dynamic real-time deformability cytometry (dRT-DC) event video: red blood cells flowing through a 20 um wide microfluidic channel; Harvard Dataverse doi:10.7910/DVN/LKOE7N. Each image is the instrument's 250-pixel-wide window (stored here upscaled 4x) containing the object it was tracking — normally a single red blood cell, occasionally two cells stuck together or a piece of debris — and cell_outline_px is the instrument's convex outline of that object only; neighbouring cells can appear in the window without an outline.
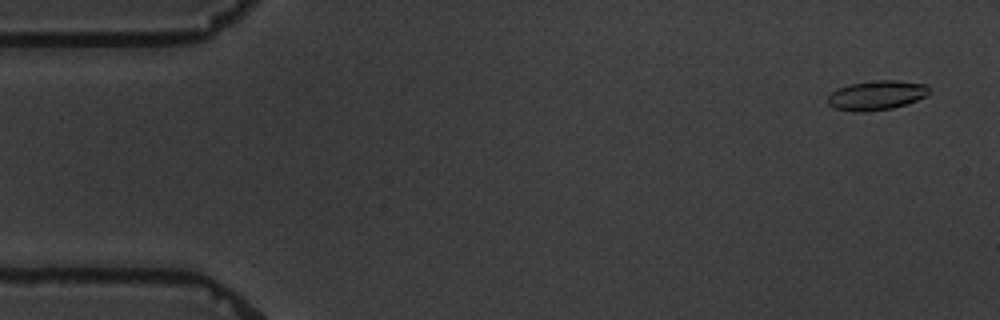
{"species": "common noctule bat (a hibernating species)", "species_latin": "Nyctalus noctula", "temperature_condition": "warm", "stored_images_in_passage": 5, "camera_frame_rate_fps": 3000, "um_per_image_px": 0.085, "animal": {"sex": "male", "body_mass_g": 19.5, "forearm_length_mm": 54.6}, "frame": {"image": 1, "passage_image": 1, "time_ms": 0.0, "image_size_px": [1000, 320], "cell_outline_px": [[928, 92], [924, 96], [916, 100], [892, 108], [864, 112], [860, 112], [836, 108], [828, 104], [828, 96], [836, 88], [848, 84], [880, 80], [896, 80], [928, 84]], "centroid_in_image_um": [74.48, 8.08], "position_along_channel_um": 10.5, "area_um2": 17.17}}
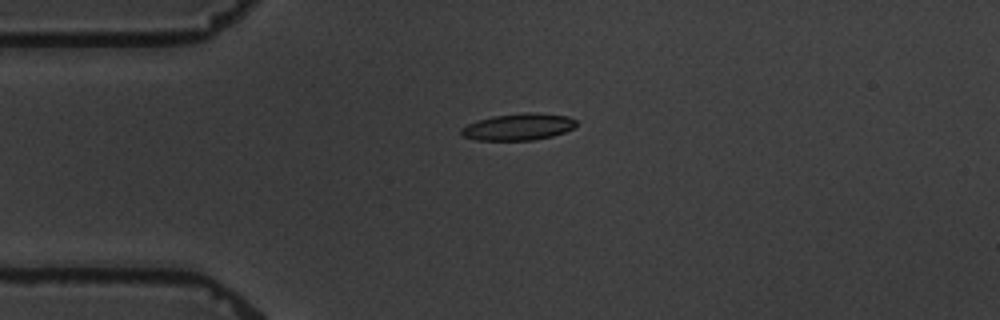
{"frame": {"image": 2, "passage_image": 4, "time_ms": 3.667, "image_size_px": [1000, 320], "cell_outline_px": [[576, 124], [572, 128], [564, 132], [552, 136], [532, 140], [476, 140], [460, 136], [460, 128], [468, 124], [492, 116], [524, 112], [536, 112], [568, 116], [576, 120]], "centroid_in_image_um": [44.03, 10.78], "position_along_channel_um": 41.0, "area_um2": 17.98}}